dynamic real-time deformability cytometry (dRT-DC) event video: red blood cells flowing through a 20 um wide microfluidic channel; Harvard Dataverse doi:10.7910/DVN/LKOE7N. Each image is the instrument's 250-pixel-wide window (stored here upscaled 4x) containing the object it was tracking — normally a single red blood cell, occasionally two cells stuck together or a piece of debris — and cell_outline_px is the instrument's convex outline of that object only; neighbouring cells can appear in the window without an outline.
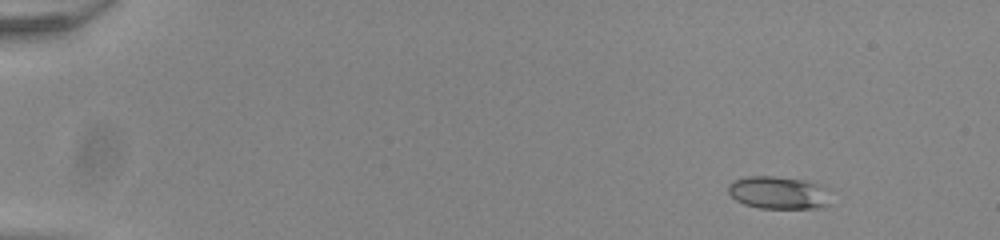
{"species": "common noctule bat (a hibernating species)", "species_latin": "Nyctalus noctula", "temperature_condition": "room temperature", "stored_images_in_passage": 49, "camera_frame_rate_fps": 3000, "um_per_image_px": 0.085, "animal": {"sex": "male", "body_mass_g": 20.0, "forearm_length_mm": 53.3}, "frame": {"image": 1, "passage_image": 1, "time_ms": 0.0, "image_size_px": [1000, 240], "cell_outline_px": [[828, 204], [820, 208], [760, 208], [744, 204], [736, 200], [728, 192], [728, 184], [732, 180], [748, 176], [776, 176], [804, 180], [828, 188]], "centroid_in_image_um": [66.14, 16.37], "position_along_channel_um": 18.9, "area_um2": 19.54}}
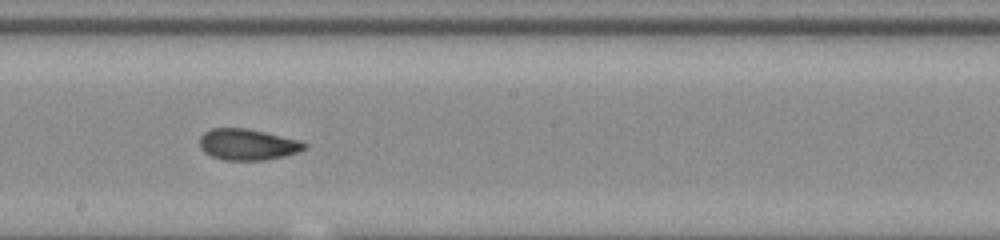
{"frame": {"image": 2, "passage_image": 27, "time_ms": 8.667, "image_size_px": [1000, 240], "cell_outline_px": [[308, 144], [304, 148], [296, 152], [284, 156], [264, 160], [224, 160], [212, 156], [204, 152], [200, 148], [200, 136], [204, 132], [212, 128], [248, 128], [300, 140]], "centroid_in_image_um": [21.02, 12.27], "position_along_channel_um": 227.2, "area_um2": 19.02}}
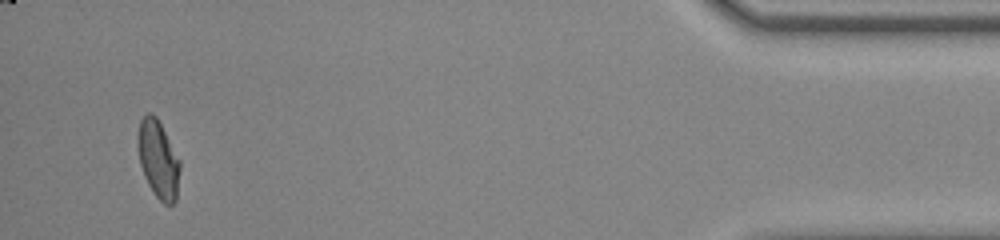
{"frame": {"image": 3, "passage_image": 47, "time_ms": 15.333, "image_size_px": [1000, 240], "cell_outline_px": [[180, 168], [176, 200], [172, 204], [164, 204], [156, 196], [148, 184], [144, 176], [140, 164], [136, 144], [136, 136], [140, 120], [148, 112], [156, 116], [180, 160]], "centroid_in_image_um": [13.42, 13.53], "position_along_channel_um": 421.8, "area_um2": 19.13}}